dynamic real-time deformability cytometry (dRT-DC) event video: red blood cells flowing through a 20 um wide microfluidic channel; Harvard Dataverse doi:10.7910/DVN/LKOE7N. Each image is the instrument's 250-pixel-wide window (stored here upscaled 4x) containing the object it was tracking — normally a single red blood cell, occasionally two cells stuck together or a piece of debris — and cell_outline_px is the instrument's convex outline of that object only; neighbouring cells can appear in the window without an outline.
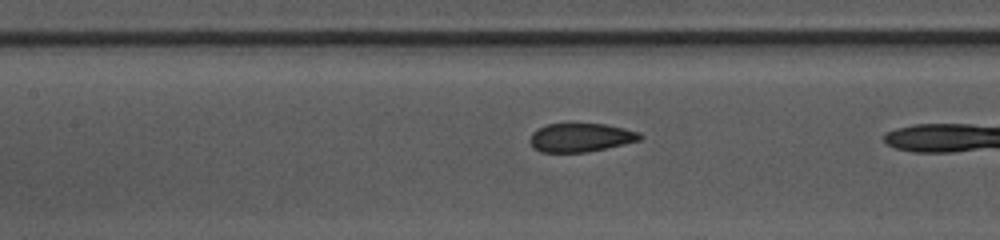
{"species": "common noctule bat (a hibernating species)", "species_latin": "Nyctalus noctula", "temperature_condition": "warm", "stored_images_in_passage": 9, "camera_frame_rate_fps": 3000, "um_per_image_px": 0.085, "animal": {"sex": "female", "body_mass_g": 10.0, "forearm_length_mm": 53.1}, "frame": {"image": 1, "passage_image": 8, "time_ms": 2.333, "image_size_px": [1000, 240], "cell_outline_px": [[644, 136], [640, 140], [588, 152], [540, 152], [532, 148], [528, 140], [532, 132], [536, 128], [548, 124], [568, 120], [604, 124], [624, 128], [640, 132]], "centroid_in_image_um": [49.29, 11.64], "position_along_channel_um": 158.1, "area_um2": 19.31}}